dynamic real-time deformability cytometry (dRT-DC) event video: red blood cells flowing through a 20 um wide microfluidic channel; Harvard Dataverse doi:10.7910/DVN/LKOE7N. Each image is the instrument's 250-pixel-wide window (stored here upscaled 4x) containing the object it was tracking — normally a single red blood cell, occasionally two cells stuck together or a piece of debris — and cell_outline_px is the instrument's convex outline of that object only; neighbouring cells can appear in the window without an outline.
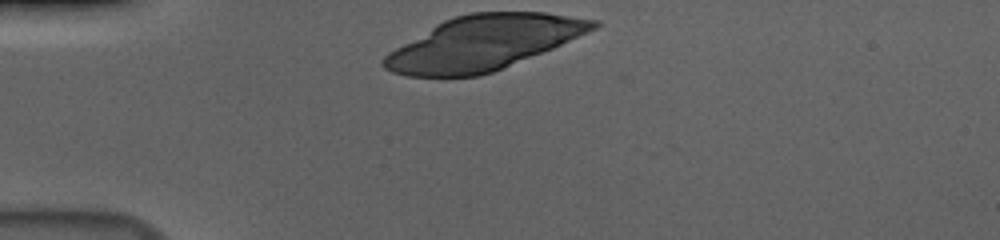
{"species": "human", "species_latin": "Homo sapiens", "temperature_condition": "cold", "stored_images_in_passage": 33, "camera_frame_rate_fps": 3000, "um_per_image_px": 0.085, "donor": {"sex": "male"}, "frame": {"image": 1, "passage_image": 1, "time_ms": 0.0, "image_size_px": [1000, 240], "cell_outline_px": [[600, 24], [596, 28], [588, 32], [552, 48], [492, 72], [476, 76], [408, 76], [392, 72], [384, 68], [380, 64], [380, 60], [388, 52], [436, 24], [444, 20], [456, 16], [472, 12], [544, 12], [600, 20]], "centroid_in_image_um": [41.06, 3.64], "position_along_channel_um": 43.9, "area_um2": 65.72}}